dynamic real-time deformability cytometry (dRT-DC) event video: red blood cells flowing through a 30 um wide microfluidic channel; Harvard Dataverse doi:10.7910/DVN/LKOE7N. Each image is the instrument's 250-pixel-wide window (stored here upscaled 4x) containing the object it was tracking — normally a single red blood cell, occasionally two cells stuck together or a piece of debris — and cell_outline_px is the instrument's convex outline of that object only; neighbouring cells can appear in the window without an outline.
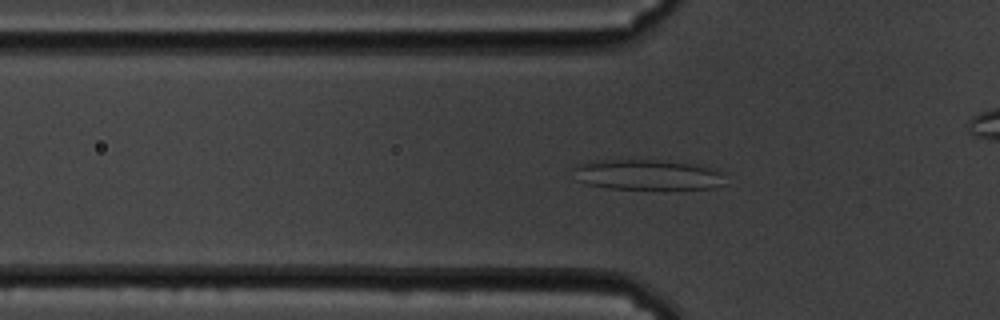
{"species": "common noctule bat (a hibernating species)", "species_latin": "Nyctalus noctula", "temperature_condition": "cold", "stored_images_in_passage": 42, "camera_frame_rate_fps": 3000, "um_per_image_px": 0.085, "animal": {"sex": "male", "body_mass_g": 19.5, "forearm_length_mm": 54.6}, "frame": {"image": 1, "passage_image": 2, "time_ms": 0.333, "image_size_px": [1000, 320], "cell_outline_px": [[728, 184], [712, 188], [608, 188], [584, 184], [580, 180], [572, 168], [580, 164], [592, 160], [656, 160], [688, 164], [716, 168], [720, 172]], "centroid_in_image_um": [55.05, 14.85], "position_along_channel_um": 70.7, "area_um2": 26.47}}
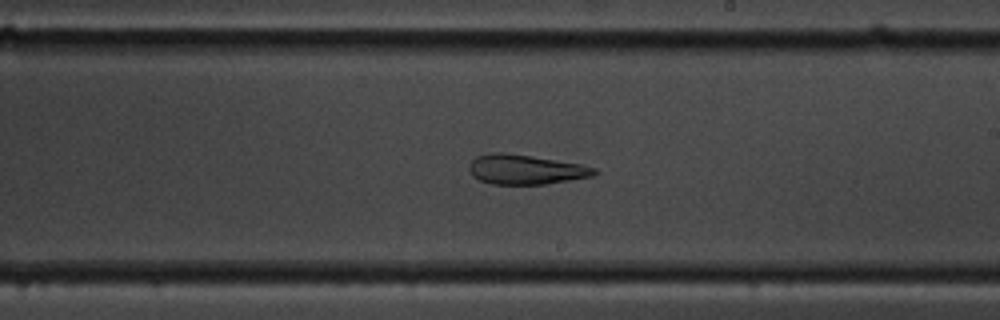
{"frame": {"image": 2, "passage_image": 17, "time_ms": 5.333, "image_size_px": [1000, 320], "cell_outline_px": [[596, 172], [592, 176], [544, 184], [492, 184], [480, 180], [472, 176], [468, 168], [472, 160], [476, 156], [488, 152], [504, 152], [532, 156], [580, 164], [596, 168]], "centroid_in_image_um": [44.61, 14.39], "position_along_channel_um": 244.4, "area_um2": 21.56}}
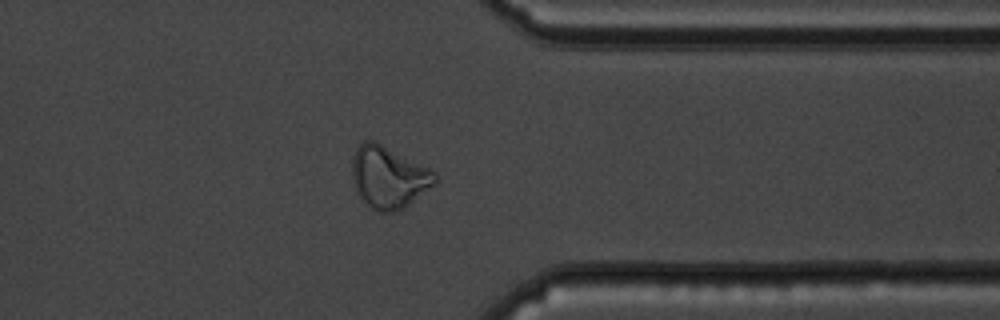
{"frame": {"image": 3, "passage_image": 29, "time_ms": 9.333, "image_size_px": [1000, 320], "cell_outline_px": [[436, 184], [404, 208], [392, 212], [376, 212], [368, 208], [364, 204], [356, 192], [352, 180], [352, 156], [356, 148], [364, 140], [372, 140], [436, 172]], "centroid_in_image_um": [32.99, 15.11], "position_along_channel_um": 378.4, "area_um2": 30.0}, "authors_computed_cell_mechanics": {"area_um2": 23.7558, "velocity_mm_per_s": 3.4717, "shape_relaxation_time_tau1_ms": null, "shape_relaxation_time_tau2_ms": 3.1601, "deformation_change_tau1": null, "deformation_change_tau2": 0.1213}}